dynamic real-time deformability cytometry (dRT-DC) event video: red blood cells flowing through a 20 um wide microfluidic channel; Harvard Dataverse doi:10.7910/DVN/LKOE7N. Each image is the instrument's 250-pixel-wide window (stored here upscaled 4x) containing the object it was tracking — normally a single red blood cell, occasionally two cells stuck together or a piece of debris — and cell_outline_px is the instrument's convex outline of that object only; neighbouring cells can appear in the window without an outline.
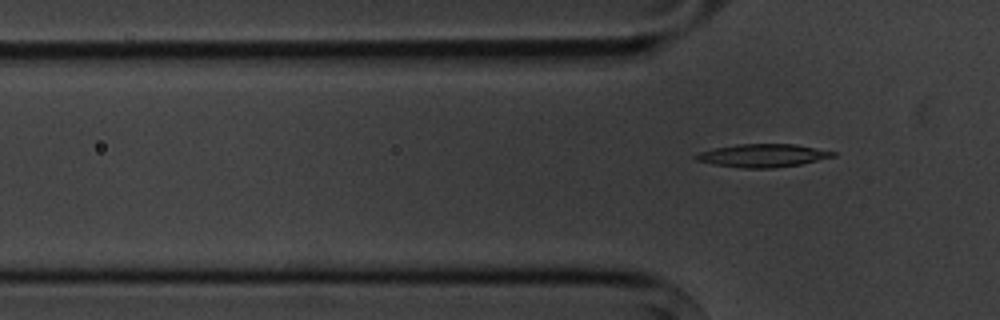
{"species": "common noctule bat (a hibernating species)", "species_latin": "Nyctalus noctula", "temperature_condition": "cold", "stored_images_in_passage": 6, "camera_frame_rate_fps": 3000, "um_per_image_px": 0.085, "animal": {"sex": "male", "body_mass_g": 20.1, "forearm_length_mm": 53.5}, "frame": {"image": 1, "passage_image": 6, "time_ms": 6.667, "image_size_px": [1000, 320], "cell_outline_px": [[836, 156], [800, 164], [772, 168], [744, 168], [712, 164], [696, 160], [692, 156], [700, 152], [716, 148], [736, 144], [796, 144], [836, 152]], "centroid_in_image_um": [64.83, 13.22], "position_along_channel_um": 61.0, "area_um2": 18.32}}